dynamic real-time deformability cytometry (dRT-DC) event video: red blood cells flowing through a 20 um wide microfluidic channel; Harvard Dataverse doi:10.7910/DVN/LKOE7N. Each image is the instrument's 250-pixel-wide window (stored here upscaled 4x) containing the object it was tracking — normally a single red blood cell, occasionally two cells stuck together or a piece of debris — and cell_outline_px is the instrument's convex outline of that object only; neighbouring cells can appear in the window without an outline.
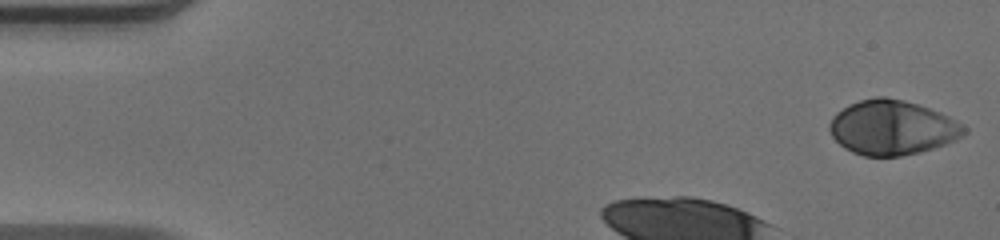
{"species": "human", "species_latin": "Homo sapiens", "temperature_condition": "warm", "stored_images_in_passage": 12, "camera_frame_rate_fps": 3000, "um_per_image_px": 0.085, "donor": {"sex": "male"}, "frame": {"image": 1, "passage_image": 1, "time_ms": 0.0, "image_size_px": [1000, 240], "cell_outline_px": [[968, 132], [956, 140], [920, 152], [900, 156], [864, 156], [852, 152], [844, 148], [832, 136], [828, 128], [828, 124], [832, 116], [836, 112], [848, 104], [860, 100], [876, 96], [884, 96], [904, 100], [940, 112], [956, 120], [968, 128]], "centroid_in_image_um": [75.82, 10.84], "position_along_channel_um": 9.2, "area_um2": 43.0}}